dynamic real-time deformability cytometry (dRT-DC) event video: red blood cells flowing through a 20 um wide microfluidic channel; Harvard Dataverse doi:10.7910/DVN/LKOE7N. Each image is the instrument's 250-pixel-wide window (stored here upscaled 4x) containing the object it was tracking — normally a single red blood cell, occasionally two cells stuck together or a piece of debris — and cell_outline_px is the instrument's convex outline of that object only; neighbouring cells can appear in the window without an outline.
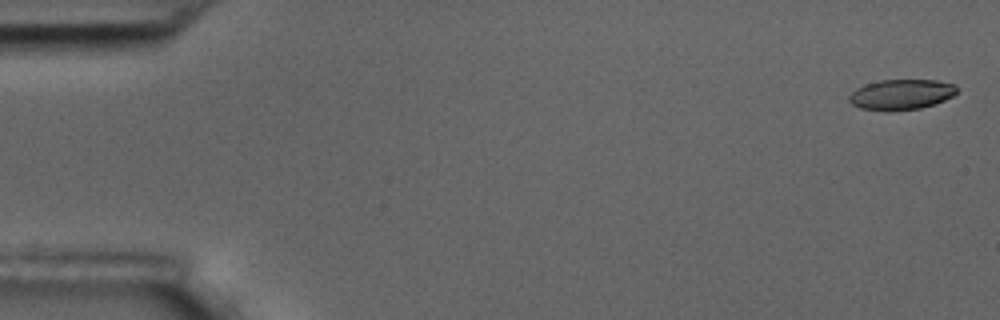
{"species": "common noctule bat (a hibernating species)", "species_latin": "Nyctalus noctula", "temperature_condition": "room temperature", "stored_images_in_passage": 57, "camera_frame_rate_fps": 3000, "um_per_image_px": 0.085, "animal": {"sex": "male", "body_mass_g": 17.5, "forearm_length_mm": 52.3}, "frame": {"image": 1, "passage_image": 1, "time_ms": 0.0, "image_size_px": [1000, 320], "cell_outline_px": [[956, 92], [952, 96], [944, 100], [920, 108], [892, 112], [884, 112], [860, 108], [852, 104], [848, 100], [848, 96], [856, 88], [864, 84], [880, 80], [936, 80], [956, 84]], "centroid_in_image_um": [76.56, 8.04], "position_along_channel_um": 8.4, "area_um2": 19.31}}
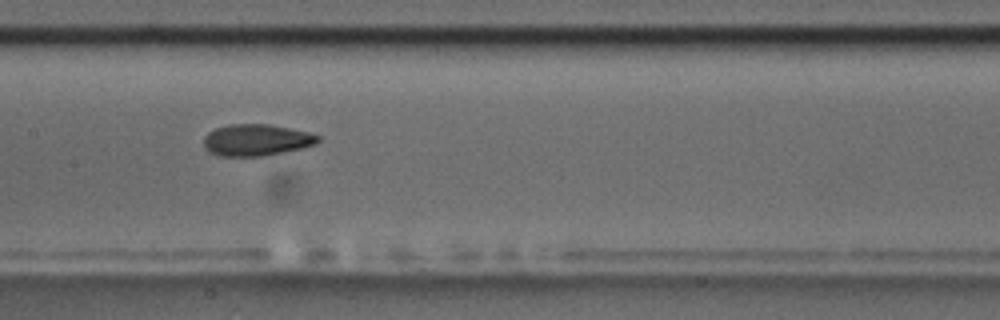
{"frame": {"image": 2, "passage_image": 28, "time_ms": 9.0, "image_size_px": [1000, 320], "cell_outline_px": [[320, 140], [316, 144], [304, 148], [264, 156], [216, 156], [208, 152], [204, 148], [204, 136], [208, 132], [216, 128], [228, 124], [268, 124], [308, 132], [320, 136]], "centroid_in_image_um": [21.77, 11.91], "position_along_channel_um": 185.6, "area_um2": 21.27}}
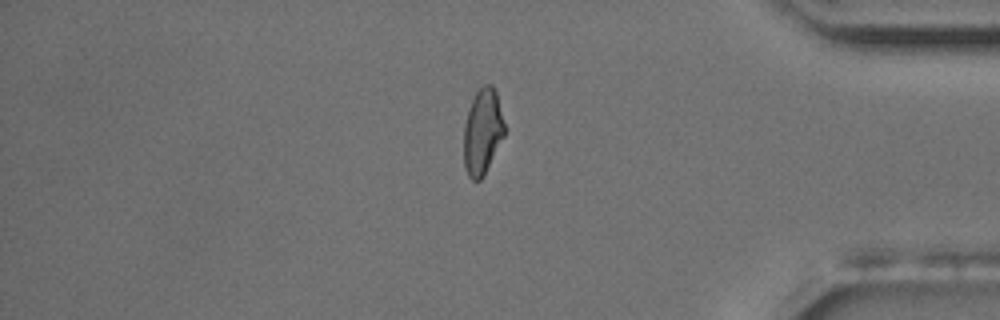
{"frame": {"image": 3, "passage_image": 48, "time_ms": 15.667, "image_size_px": [1000, 320], "cell_outline_px": [[504, 136], [484, 176], [480, 180], [472, 180], [468, 176], [464, 168], [464, 124], [468, 108], [476, 92], [484, 84], [492, 84], [496, 92], [504, 124]], "centroid_in_image_um": [41.0, 11.21], "position_along_channel_um": 394.2, "area_um2": 20.35}, "authors_computed_cell_mechanics": {"area_um2": 20.9236, "velocity_mm_per_s": 3.5328, "shape_relaxation_time_tau1_ms": 6.6459, "shape_relaxation_time_tau2_ms": 1.9313, "deformation_change_tau1": 0.1627, "deformation_change_tau2": 0.0714}}